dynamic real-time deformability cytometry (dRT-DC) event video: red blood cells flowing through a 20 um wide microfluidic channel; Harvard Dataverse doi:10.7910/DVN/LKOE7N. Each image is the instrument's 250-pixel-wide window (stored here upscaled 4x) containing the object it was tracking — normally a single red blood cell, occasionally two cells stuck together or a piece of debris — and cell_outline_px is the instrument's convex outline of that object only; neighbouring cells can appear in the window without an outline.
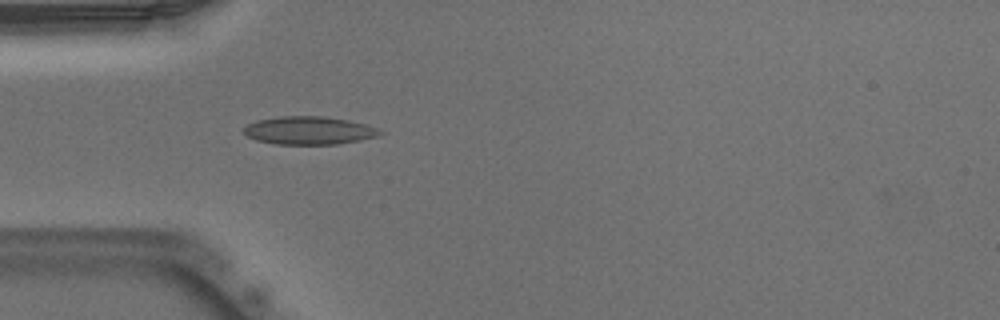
{"species": "Egyptian fruit bat (a non-hibernating species)", "species_latin": "Rousettus aegyptiacus", "temperature_condition": "warm", "stored_images_in_passage": 15, "camera_frame_rate_fps": 3000, "um_per_image_px": 0.085, "animal": {"sex": "male"}, "frame": {"image": 1, "passage_image": 5, "time_ms": 1.333, "image_size_px": [1000, 320], "cell_outline_px": [[384, 132], [380, 136], [360, 140], [336, 144], [276, 144], [256, 140], [248, 136], [244, 132], [244, 128], [248, 124], [256, 120], [280, 116], [320, 116], [348, 120], [380, 128]], "centroid_in_image_um": [26.3, 11.09], "position_along_channel_um": 58.7, "area_um2": 22.25}}
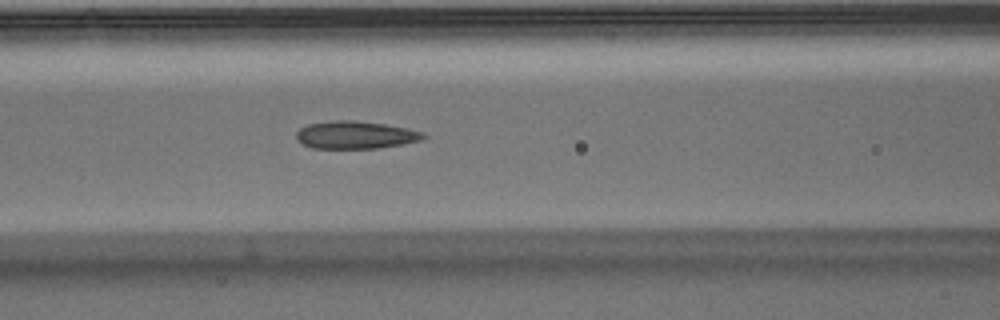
{"frame": {"image": 2, "passage_image": 11, "time_ms": 3.333, "image_size_px": [1000, 320], "cell_outline_px": [[428, 136], [420, 140], [400, 144], [376, 148], [312, 148], [296, 140], [296, 132], [300, 128], [308, 124], [332, 120], [352, 120], [384, 124], [408, 128], [424, 132]], "centroid_in_image_um": [30.2, 11.46], "position_along_channel_um": 136.4, "area_um2": 20.4}}